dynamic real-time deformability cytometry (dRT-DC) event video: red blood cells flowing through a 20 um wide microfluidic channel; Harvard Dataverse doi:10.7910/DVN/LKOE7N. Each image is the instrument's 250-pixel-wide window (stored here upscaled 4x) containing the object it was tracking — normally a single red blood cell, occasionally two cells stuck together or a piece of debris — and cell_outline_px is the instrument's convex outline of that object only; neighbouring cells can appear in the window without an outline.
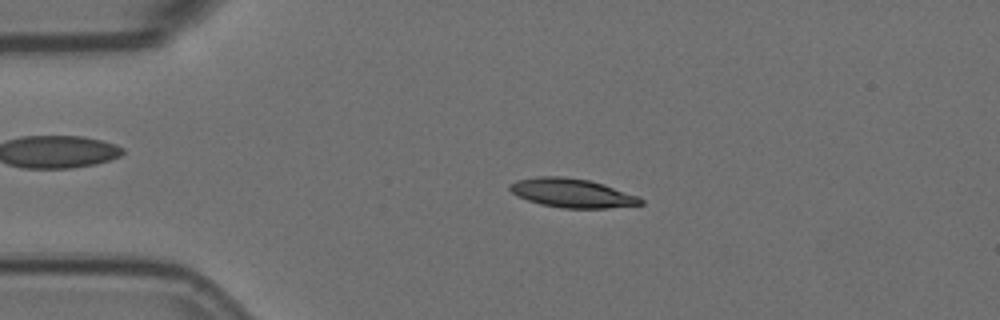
{"species": "Egyptian fruit bat (a non-hibernating species)", "species_latin": "Rousettus aegyptiacus", "temperature_condition": "room temperature", "stored_images_in_passage": 4, "camera_frame_rate_fps": 3000, "um_per_image_px": 0.085, "animal": {"sex": "female"}, "frame": {"image": 1, "passage_image": 3, "time_ms": 0.667, "image_size_px": [1000, 320], "cell_outline_px": [[644, 204], [608, 208], [560, 208], [540, 204], [516, 196], [508, 188], [508, 184], [516, 180], [536, 176], [564, 176], [588, 180], [604, 184], [640, 196], [644, 200]], "centroid_in_image_um": [48.62, 16.4], "position_along_channel_um": 36.4, "area_um2": 22.37}}